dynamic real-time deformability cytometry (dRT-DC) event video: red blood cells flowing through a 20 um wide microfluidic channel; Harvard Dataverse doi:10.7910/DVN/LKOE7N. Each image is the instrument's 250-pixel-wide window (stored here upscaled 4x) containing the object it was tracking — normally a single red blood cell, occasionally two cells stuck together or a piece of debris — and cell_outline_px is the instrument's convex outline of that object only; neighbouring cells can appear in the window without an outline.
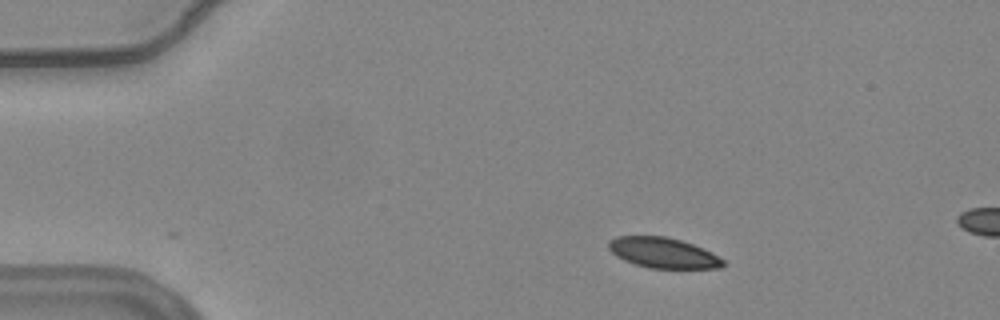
{"species": "common noctule bat (a hibernating species)", "species_latin": "Nyctalus noctula", "temperature_condition": "warm", "stored_images_in_passage": 7, "camera_frame_rate_fps": 3000, "um_per_image_px": 0.085, "animal": {"sex": "female", "body_mass_g": 24.6, "forearm_length_mm": 56.2}, "frame": {"image": 1, "passage_image": 1, "time_ms": 0.0, "image_size_px": [1000, 320], "cell_outline_px": [[724, 264], [720, 268], [648, 268], [624, 260], [616, 256], [608, 248], [608, 240], [616, 236], [664, 236], [680, 240], [692, 244], [712, 252], [724, 260]], "centroid_in_image_um": [56.34, 21.48], "position_along_channel_um": 28.7, "area_um2": 20.23}}